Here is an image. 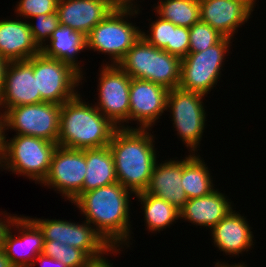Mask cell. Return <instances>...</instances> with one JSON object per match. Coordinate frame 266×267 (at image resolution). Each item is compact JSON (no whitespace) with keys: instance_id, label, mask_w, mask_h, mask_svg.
<instances>
[{"instance_id":"1","label":"cell","mask_w":266,"mask_h":267,"mask_svg":"<svg viewBox=\"0 0 266 267\" xmlns=\"http://www.w3.org/2000/svg\"><path fill=\"white\" fill-rule=\"evenodd\" d=\"M129 191L116 182L82 193L73 202L114 249L131 239Z\"/></svg>"},{"instance_id":"2","label":"cell","mask_w":266,"mask_h":267,"mask_svg":"<svg viewBox=\"0 0 266 267\" xmlns=\"http://www.w3.org/2000/svg\"><path fill=\"white\" fill-rule=\"evenodd\" d=\"M118 127L109 148L112 152L117 180L126 189L137 194L147 189L153 168L158 162L153 135L149 129Z\"/></svg>"},{"instance_id":"3","label":"cell","mask_w":266,"mask_h":267,"mask_svg":"<svg viewBox=\"0 0 266 267\" xmlns=\"http://www.w3.org/2000/svg\"><path fill=\"white\" fill-rule=\"evenodd\" d=\"M117 127L95 106L77 94L61 105L58 146L69 149H92L108 146Z\"/></svg>"},{"instance_id":"4","label":"cell","mask_w":266,"mask_h":267,"mask_svg":"<svg viewBox=\"0 0 266 267\" xmlns=\"http://www.w3.org/2000/svg\"><path fill=\"white\" fill-rule=\"evenodd\" d=\"M57 146V143L46 139L26 135H14L11 140H6L3 133V169L42 184Z\"/></svg>"},{"instance_id":"5","label":"cell","mask_w":266,"mask_h":267,"mask_svg":"<svg viewBox=\"0 0 266 267\" xmlns=\"http://www.w3.org/2000/svg\"><path fill=\"white\" fill-rule=\"evenodd\" d=\"M138 12V8L137 10L115 8L86 36V48L107 53L112 59L111 64H118L142 35L139 27L124 19Z\"/></svg>"},{"instance_id":"6","label":"cell","mask_w":266,"mask_h":267,"mask_svg":"<svg viewBox=\"0 0 266 267\" xmlns=\"http://www.w3.org/2000/svg\"><path fill=\"white\" fill-rule=\"evenodd\" d=\"M61 105L51 102L15 106L2 115V131L13 129L17 135L46 139L57 143Z\"/></svg>"},{"instance_id":"7","label":"cell","mask_w":266,"mask_h":267,"mask_svg":"<svg viewBox=\"0 0 266 267\" xmlns=\"http://www.w3.org/2000/svg\"><path fill=\"white\" fill-rule=\"evenodd\" d=\"M231 40L224 37L212 47L204 51L188 53L182 58L178 88L203 95L209 94L208 92L213 89L221 76L223 60H226V53L232 46Z\"/></svg>"},{"instance_id":"8","label":"cell","mask_w":266,"mask_h":267,"mask_svg":"<svg viewBox=\"0 0 266 267\" xmlns=\"http://www.w3.org/2000/svg\"><path fill=\"white\" fill-rule=\"evenodd\" d=\"M42 231L44 241H59L82 250L92 261L105 258L102 254L118 252L87 221L77 224L57 219L30 218ZM93 227V228H92Z\"/></svg>"},{"instance_id":"9","label":"cell","mask_w":266,"mask_h":267,"mask_svg":"<svg viewBox=\"0 0 266 267\" xmlns=\"http://www.w3.org/2000/svg\"><path fill=\"white\" fill-rule=\"evenodd\" d=\"M33 75L36 77L37 92H40L41 102L59 105L78 94L75 87L83 80L70 65L46 57L42 52L33 56Z\"/></svg>"},{"instance_id":"10","label":"cell","mask_w":266,"mask_h":267,"mask_svg":"<svg viewBox=\"0 0 266 267\" xmlns=\"http://www.w3.org/2000/svg\"><path fill=\"white\" fill-rule=\"evenodd\" d=\"M204 96L180 88L170 89L167 95L166 108L172 113L175 125L173 127L190 152L194 151L192 153L197 151L205 129L206 113L202 101Z\"/></svg>"},{"instance_id":"11","label":"cell","mask_w":266,"mask_h":267,"mask_svg":"<svg viewBox=\"0 0 266 267\" xmlns=\"http://www.w3.org/2000/svg\"><path fill=\"white\" fill-rule=\"evenodd\" d=\"M99 81V102L94 106L117 128H125L121 123L129 121L131 77L117 64L108 63L103 65Z\"/></svg>"},{"instance_id":"12","label":"cell","mask_w":266,"mask_h":267,"mask_svg":"<svg viewBox=\"0 0 266 267\" xmlns=\"http://www.w3.org/2000/svg\"><path fill=\"white\" fill-rule=\"evenodd\" d=\"M86 168V149L57 146L48 175L42 183L61 192L67 200L73 203L83 193Z\"/></svg>"},{"instance_id":"13","label":"cell","mask_w":266,"mask_h":267,"mask_svg":"<svg viewBox=\"0 0 266 267\" xmlns=\"http://www.w3.org/2000/svg\"><path fill=\"white\" fill-rule=\"evenodd\" d=\"M168 89L148 80L131 78L129 120L138 121L140 129H150L167 111Z\"/></svg>"},{"instance_id":"14","label":"cell","mask_w":266,"mask_h":267,"mask_svg":"<svg viewBox=\"0 0 266 267\" xmlns=\"http://www.w3.org/2000/svg\"><path fill=\"white\" fill-rule=\"evenodd\" d=\"M11 226H16L21 236L12 235ZM43 245V233L39 227L30 217L17 215L5 233L2 250L13 267H32L36 257L42 254Z\"/></svg>"},{"instance_id":"15","label":"cell","mask_w":266,"mask_h":267,"mask_svg":"<svg viewBox=\"0 0 266 267\" xmlns=\"http://www.w3.org/2000/svg\"><path fill=\"white\" fill-rule=\"evenodd\" d=\"M38 103H41V95L37 92L36 77L33 75V57L9 62L0 94V108L6 111L15 106Z\"/></svg>"},{"instance_id":"16","label":"cell","mask_w":266,"mask_h":267,"mask_svg":"<svg viewBox=\"0 0 266 267\" xmlns=\"http://www.w3.org/2000/svg\"><path fill=\"white\" fill-rule=\"evenodd\" d=\"M199 6L200 21L230 39L253 11L246 0H199Z\"/></svg>"},{"instance_id":"17","label":"cell","mask_w":266,"mask_h":267,"mask_svg":"<svg viewBox=\"0 0 266 267\" xmlns=\"http://www.w3.org/2000/svg\"><path fill=\"white\" fill-rule=\"evenodd\" d=\"M115 8L114 0H59L57 13L60 25L87 36Z\"/></svg>"},{"instance_id":"18","label":"cell","mask_w":266,"mask_h":267,"mask_svg":"<svg viewBox=\"0 0 266 267\" xmlns=\"http://www.w3.org/2000/svg\"><path fill=\"white\" fill-rule=\"evenodd\" d=\"M181 160L170 159L160 164L156 162L149 185L145 190L148 194L164 199L179 211L188 201L181 184L183 159Z\"/></svg>"},{"instance_id":"19","label":"cell","mask_w":266,"mask_h":267,"mask_svg":"<svg viewBox=\"0 0 266 267\" xmlns=\"http://www.w3.org/2000/svg\"><path fill=\"white\" fill-rule=\"evenodd\" d=\"M41 52L34 42L28 21H0V56L8 62L28 60Z\"/></svg>"},{"instance_id":"20","label":"cell","mask_w":266,"mask_h":267,"mask_svg":"<svg viewBox=\"0 0 266 267\" xmlns=\"http://www.w3.org/2000/svg\"><path fill=\"white\" fill-rule=\"evenodd\" d=\"M244 216L232 210L212 229L214 244L220 251L229 255H239L249 251L253 245V234Z\"/></svg>"},{"instance_id":"21","label":"cell","mask_w":266,"mask_h":267,"mask_svg":"<svg viewBox=\"0 0 266 267\" xmlns=\"http://www.w3.org/2000/svg\"><path fill=\"white\" fill-rule=\"evenodd\" d=\"M227 197L218 189L208 195L188 199L180 212V219L184 218L194 225L209 227L210 230L233 209Z\"/></svg>"},{"instance_id":"22","label":"cell","mask_w":266,"mask_h":267,"mask_svg":"<svg viewBox=\"0 0 266 267\" xmlns=\"http://www.w3.org/2000/svg\"><path fill=\"white\" fill-rule=\"evenodd\" d=\"M49 44L43 45L41 52L49 58L60 60L70 65L83 78L82 68L76 60V54L86 50V36L70 27L59 25L52 33Z\"/></svg>"},{"instance_id":"23","label":"cell","mask_w":266,"mask_h":267,"mask_svg":"<svg viewBox=\"0 0 266 267\" xmlns=\"http://www.w3.org/2000/svg\"><path fill=\"white\" fill-rule=\"evenodd\" d=\"M86 165L83 193L118 182L109 146L86 149Z\"/></svg>"},{"instance_id":"24","label":"cell","mask_w":266,"mask_h":267,"mask_svg":"<svg viewBox=\"0 0 266 267\" xmlns=\"http://www.w3.org/2000/svg\"><path fill=\"white\" fill-rule=\"evenodd\" d=\"M199 157L200 155L190 153L183 159L181 184L188 199L202 197L215 190L208 166L206 167L204 160Z\"/></svg>"},{"instance_id":"25","label":"cell","mask_w":266,"mask_h":267,"mask_svg":"<svg viewBox=\"0 0 266 267\" xmlns=\"http://www.w3.org/2000/svg\"><path fill=\"white\" fill-rule=\"evenodd\" d=\"M117 65L133 79L152 82L154 46L141 36Z\"/></svg>"},{"instance_id":"26","label":"cell","mask_w":266,"mask_h":267,"mask_svg":"<svg viewBox=\"0 0 266 267\" xmlns=\"http://www.w3.org/2000/svg\"><path fill=\"white\" fill-rule=\"evenodd\" d=\"M143 205L146 227L149 231H160L180 218V212L162 198L145 191L135 194Z\"/></svg>"},{"instance_id":"27","label":"cell","mask_w":266,"mask_h":267,"mask_svg":"<svg viewBox=\"0 0 266 267\" xmlns=\"http://www.w3.org/2000/svg\"><path fill=\"white\" fill-rule=\"evenodd\" d=\"M157 4V16L176 26L190 28L200 21L199 0H161Z\"/></svg>"},{"instance_id":"28","label":"cell","mask_w":266,"mask_h":267,"mask_svg":"<svg viewBox=\"0 0 266 267\" xmlns=\"http://www.w3.org/2000/svg\"><path fill=\"white\" fill-rule=\"evenodd\" d=\"M181 58L154 46L152 82L168 90L178 88L180 83Z\"/></svg>"},{"instance_id":"29","label":"cell","mask_w":266,"mask_h":267,"mask_svg":"<svg viewBox=\"0 0 266 267\" xmlns=\"http://www.w3.org/2000/svg\"><path fill=\"white\" fill-rule=\"evenodd\" d=\"M42 254L59 260L66 267H89L93 262L82 250L59 241H44Z\"/></svg>"},{"instance_id":"30","label":"cell","mask_w":266,"mask_h":267,"mask_svg":"<svg viewBox=\"0 0 266 267\" xmlns=\"http://www.w3.org/2000/svg\"><path fill=\"white\" fill-rule=\"evenodd\" d=\"M224 38L209 24L199 21L189 28V53L204 51L219 43Z\"/></svg>"},{"instance_id":"31","label":"cell","mask_w":266,"mask_h":267,"mask_svg":"<svg viewBox=\"0 0 266 267\" xmlns=\"http://www.w3.org/2000/svg\"><path fill=\"white\" fill-rule=\"evenodd\" d=\"M32 19H36V25L29 23V29L31 31L34 42L41 49L45 41L50 39L52 33L60 25L57 11L52 14H41L33 16Z\"/></svg>"},{"instance_id":"32","label":"cell","mask_w":266,"mask_h":267,"mask_svg":"<svg viewBox=\"0 0 266 267\" xmlns=\"http://www.w3.org/2000/svg\"><path fill=\"white\" fill-rule=\"evenodd\" d=\"M150 34L146 35L142 31V37L151 45L158 49H164L171 44L172 22L159 17L150 25Z\"/></svg>"},{"instance_id":"33","label":"cell","mask_w":266,"mask_h":267,"mask_svg":"<svg viewBox=\"0 0 266 267\" xmlns=\"http://www.w3.org/2000/svg\"><path fill=\"white\" fill-rule=\"evenodd\" d=\"M59 0H20L16 5V13L24 18H32L41 14H52L57 11Z\"/></svg>"},{"instance_id":"34","label":"cell","mask_w":266,"mask_h":267,"mask_svg":"<svg viewBox=\"0 0 266 267\" xmlns=\"http://www.w3.org/2000/svg\"><path fill=\"white\" fill-rule=\"evenodd\" d=\"M189 47V28L176 26L172 23L171 44H168L163 50L182 59L188 55Z\"/></svg>"},{"instance_id":"35","label":"cell","mask_w":266,"mask_h":267,"mask_svg":"<svg viewBox=\"0 0 266 267\" xmlns=\"http://www.w3.org/2000/svg\"><path fill=\"white\" fill-rule=\"evenodd\" d=\"M2 221V218H0V250L3 249V243H4V236L6 231L9 229L11 222L15 219L16 216H6Z\"/></svg>"},{"instance_id":"36","label":"cell","mask_w":266,"mask_h":267,"mask_svg":"<svg viewBox=\"0 0 266 267\" xmlns=\"http://www.w3.org/2000/svg\"><path fill=\"white\" fill-rule=\"evenodd\" d=\"M40 261L41 265L43 267H46V265H53L54 267H66L62 262H60L59 260H55L51 257L48 256H44L43 254H40L36 257V259L34 260V263L32 266H35L36 262ZM51 267V266H50Z\"/></svg>"},{"instance_id":"37","label":"cell","mask_w":266,"mask_h":267,"mask_svg":"<svg viewBox=\"0 0 266 267\" xmlns=\"http://www.w3.org/2000/svg\"><path fill=\"white\" fill-rule=\"evenodd\" d=\"M134 0H114V5L118 9H136L138 6L133 5Z\"/></svg>"},{"instance_id":"38","label":"cell","mask_w":266,"mask_h":267,"mask_svg":"<svg viewBox=\"0 0 266 267\" xmlns=\"http://www.w3.org/2000/svg\"><path fill=\"white\" fill-rule=\"evenodd\" d=\"M8 61L0 56V94L4 87L5 71L8 65Z\"/></svg>"},{"instance_id":"39","label":"cell","mask_w":266,"mask_h":267,"mask_svg":"<svg viewBox=\"0 0 266 267\" xmlns=\"http://www.w3.org/2000/svg\"><path fill=\"white\" fill-rule=\"evenodd\" d=\"M89 267H113L112 264H110V262L108 261V259L106 260V258L97 260V261H93Z\"/></svg>"},{"instance_id":"40","label":"cell","mask_w":266,"mask_h":267,"mask_svg":"<svg viewBox=\"0 0 266 267\" xmlns=\"http://www.w3.org/2000/svg\"><path fill=\"white\" fill-rule=\"evenodd\" d=\"M0 267H13L3 250H0Z\"/></svg>"},{"instance_id":"41","label":"cell","mask_w":266,"mask_h":267,"mask_svg":"<svg viewBox=\"0 0 266 267\" xmlns=\"http://www.w3.org/2000/svg\"><path fill=\"white\" fill-rule=\"evenodd\" d=\"M222 262H217L216 264H215V267H246L245 265H244V263H238V264H232L231 266L227 263V264H225L224 262L221 264Z\"/></svg>"},{"instance_id":"42","label":"cell","mask_w":266,"mask_h":267,"mask_svg":"<svg viewBox=\"0 0 266 267\" xmlns=\"http://www.w3.org/2000/svg\"><path fill=\"white\" fill-rule=\"evenodd\" d=\"M0 140H3L2 115L0 114Z\"/></svg>"},{"instance_id":"43","label":"cell","mask_w":266,"mask_h":267,"mask_svg":"<svg viewBox=\"0 0 266 267\" xmlns=\"http://www.w3.org/2000/svg\"><path fill=\"white\" fill-rule=\"evenodd\" d=\"M2 150H3V140H0V162H3V160H2Z\"/></svg>"},{"instance_id":"44","label":"cell","mask_w":266,"mask_h":267,"mask_svg":"<svg viewBox=\"0 0 266 267\" xmlns=\"http://www.w3.org/2000/svg\"><path fill=\"white\" fill-rule=\"evenodd\" d=\"M253 8H254V4H256V0H246Z\"/></svg>"},{"instance_id":"45","label":"cell","mask_w":266,"mask_h":267,"mask_svg":"<svg viewBox=\"0 0 266 267\" xmlns=\"http://www.w3.org/2000/svg\"><path fill=\"white\" fill-rule=\"evenodd\" d=\"M0 167H2V168H3V162H0Z\"/></svg>"}]
</instances>
